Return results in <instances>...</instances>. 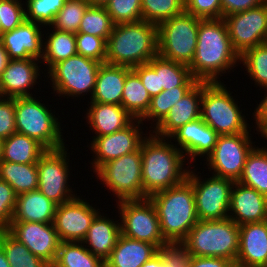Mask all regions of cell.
<instances>
[{
  "instance_id": "1",
  "label": "cell",
  "mask_w": 267,
  "mask_h": 267,
  "mask_svg": "<svg viewBox=\"0 0 267 267\" xmlns=\"http://www.w3.org/2000/svg\"><path fill=\"white\" fill-rule=\"evenodd\" d=\"M239 62L240 56L232 46L225 20L201 19L195 56L188 66L191 75L198 81L221 82L220 77L229 74Z\"/></svg>"
},
{
  "instance_id": "2",
  "label": "cell",
  "mask_w": 267,
  "mask_h": 267,
  "mask_svg": "<svg viewBox=\"0 0 267 267\" xmlns=\"http://www.w3.org/2000/svg\"><path fill=\"white\" fill-rule=\"evenodd\" d=\"M171 141L149 131L142 142L143 199L176 186L187 178L192 165L186 164V157Z\"/></svg>"
},
{
  "instance_id": "3",
  "label": "cell",
  "mask_w": 267,
  "mask_h": 267,
  "mask_svg": "<svg viewBox=\"0 0 267 267\" xmlns=\"http://www.w3.org/2000/svg\"><path fill=\"white\" fill-rule=\"evenodd\" d=\"M153 203L164 240L168 244L182 243L199 221L194 189L186 178L183 182L148 197Z\"/></svg>"
},
{
  "instance_id": "4",
  "label": "cell",
  "mask_w": 267,
  "mask_h": 267,
  "mask_svg": "<svg viewBox=\"0 0 267 267\" xmlns=\"http://www.w3.org/2000/svg\"><path fill=\"white\" fill-rule=\"evenodd\" d=\"M158 54V26L144 20L115 24L106 44L111 65L136 67Z\"/></svg>"
},
{
  "instance_id": "5",
  "label": "cell",
  "mask_w": 267,
  "mask_h": 267,
  "mask_svg": "<svg viewBox=\"0 0 267 267\" xmlns=\"http://www.w3.org/2000/svg\"><path fill=\"white\" fill-rule=\"evenodd\" d=\"M239 240V225L226 218L199 220L181 244L191 256L225 258L235 264Z\"/></svg>"
},
{
  "instance_id": "6",
  "label": "cell",
  "mask_w": 267,
  "mask_h": 267,
  "mask_svg": "<svg viewBox=\"0 0 267 267\" xmlns=\"http://www.w3.org/2000/svg\"><path fill=\"white\" fill-rule=\"evenodd\" d=\"M232 93L223 82L202 81L201 118L218 135L245 133L250 128L242 113L245 109Z\"/></svg>"
},
{
  "instance_id": "7",
  "label": "cell",
  "mask_w": 267,
  "mask_h": 267,
  "mask_svg": "<svg viewBox=\"0 0 267 267\" xmlns=\"http://www.w3.org/2000/svg\"><path fill=\"white\" fill-rule=\"evenodd\" d=\"M39 100L36 95L15 98L17 133L36 139L47 150L65 147L62 120L53 114L51 108L49 110L48 105L41 103L42 99Z\"/></svg>"
},
{
  "instance_id": "8",
  "label": "cell",
  "mask_w": 267,
  "mask_h": 267,
  "mask_svg": "<svg viewBox=\"0 0 267 267\" xmlns=\"http://www.w3.org/2000/svg\"><path fill=\"white\" fill-rule=\"evenodd\" d=\"M200 18L184 11L158 25V55L190 65L196 51Z\"/></svg>"
},
{
  "instance_id": "9",
  "label": "cell",
  "mask_w": 267,
  "mask_h": 267,
  "mask_svg": "<svg viewBox=\"0 0 267 267\" xmlns=\"http://www.w3.org/2000/svg\"><path fill=\"white\" fill-rule=\"evenodd\" d=\"M101 64V62L77 54L53 65L46 72L45 77L50 78V86L52 85L53 93L56 92L55 96L74 99L85 96L89 92L91 99Z\"/></svg>"
},
{
  "instance_id": "10",
  "label": "cell",
  "mask_w": 267,
  "mask_h": 267,
  "mask_svg": "<svg viewBox=\"0 0 267 267\" xmlns=\"http://www.w3.org/2000/svg\"><path fill=\"white\" fill-rule=\"evenodd\" d=\"M96 178L115 195V200L143 199L141 147L101 165L95 172ZM118 200H117V199Z\"/></svg>"
},
{
  "instance_id": "11",
  "label": "cell",
  "mask_w": 267,
  "mask_h": 267,
  "mask_svg": "<svg viewBox=\"0 0 267 267\" xmlns=\"http://www.w3.org/2000/svg\"><path fill=\"white\" fill-rule=\"evenodd\" d=\"M121 234L156 245L159 249L168 243L164 240L156 209L149 198L117 201Z\"/></svg>"
},
{
  "instance_id": "12",
  "label": "cell",
  "mask_w": 267,
  "mask_h": 267,
  "mask_svg": "<svg viewBox=\"0 0 267 267\" xmlns=\"http://www.w3.org/2000/svg\"><path fill=\"white\" fill-rule=\"evenodd\" d=\"M68 147L47 150L37 162L38 190L55 204L71 201L78 195L68 183L70 178V154ZM68 160V161H67ZM74 190V191H73Z\"/></svg>"
},
{
  "instance_id": "13",
  "label": "cell",
  "mask_w": 267,
  "mask_h": 267,
  "mask_svg": "<svg viewBox=\"0 0 267 267\" xmlns=\"http://www.w3.org/2000/svg\"><path fill=\"white\" fill-rule=\"evenodd\" d=\"M189 169L187 178L194 189L196 213L199 220H222L229 218L233 180L212 175L203 179L197 169Z\"/></svg>"
},
{
  "instance_id": "14",
  "label": "cell",
  "mask_w": 267,
  "mask_h": 267,
  "mask_svg": "<svg viewBox=\"0 0 267 267\" xmlns=\"http://www.w3.org/2000/svg\"><path fill=\"white\" fill-rule=\"evenodd\" d=\"M251 130L233 135H219L213 151L206 158L208 171L218 177L237 182L243 172L246 159L256 146ZM252 135V136H250Z\"/></svg>"
},
{
  "instance_id": "15",
  "label": "cell",
  "mask_w": 267,
  "mask_h": 267,
  "mask_svg": "<svg viewBox=\"0 0 267 267\" xmlns=\"http://www.w3.org/2000/svg\"><path fill=\"white\" fill-rule=\"evenodd\" d=\"M235 51L241 56L246 50L267 42V0L254 8L223 18Z\"/></svg>"
},
{
  "instance_id": "16",
  "label": "cell",
  "mask_w": 267,
  "mask_h": 267,
  "mask_svg": "<svg viewBox=\"0 0 267 267\" xmlns=\"http://www.w3.org/2000/svg\"><path fill=\"white\" fill-rule=\"evenodd\" d=\"M141 125L143 126L144 123L140 119H135L129 126L120 131L94 137L88 147L95 155L90 162L93 173L108 161L139 150L142 142L149 135L148 131H146L147 134L144 133V128Z\"/></svg>"
},
{
  "instance_id": "17",
  "label": "cell",
  "mask_w": 267,
  "mask_h": 267,
  "mask_svg": "<svg viewBox=\"0 0 267 267\" xmlns=\"http://www.w3.org/2000/svg\"><path fill=\"white\" fill-rule=\"evenodd\" d=\"M99 213L96 205L94 207L79 195L57 205L53 224L60 242H82Z\"/></svg>"
},
{
  "instance_id": "18",
  "label": "cell",
  "mask_w": 267,
  "mask_h": 267,
  "mask_svg": "<svg viewBox=\"0 0 267 267\" xmlns=\"http://www.w3.org/2000/svg\"><path fill=\"white\" fill-rule=\"evenodd\" d=\"M33 255L50 267L56 260L60 240L53 223L11 222L5 229Z\"/></svg>"
},
{
  "instance_id": "19",
  "label": "cell",
  "mask_w": 267,
  "mask_h": 267,
  "mask_svg": "<svg viewBox=\"0 0 267 267\" xmlns=\"http://www.w3.org/2000/svg\"><path fill=\"white\" fill-rule=\"evenodd\" d=\"M39 63L41 64V60L36 58L10 59L0 76V97L35 96L30 89H34L38 85L37 80L42 78L39 77L40 71H43Z\"/></svg>"
},
{
  "instance_id": "20",
  "label": "cell",
  "mask_w": 267,
  "mask_h": 267,
  "mask_svg": "<svg viewBox=\"0 0 267 267\" xmlns=\"http://www.w3.org/2000/svg\"><path fill=\"white\" fill-rule=\"evenodd\" d=\"M218 136L200 117L180 127L169 139L175 142L173 144L182 151L190 164L204 156L206 159L213 151Z\"/></svg>"
},
{
  "instance_id": "21",
  "label": "cell",
  "mask_w": 267,
  "mask_h": 267,
  "mask_svg": "<svg viewBox=\"0 0 267 267\" xmlns=\"http://www.w3.org/2000/svg\"><path fill=\"white\" fill-rule=\"evenodd\" d=\"M43 27V28H42ZM44 26L25 21L12 31L0 35V41L8 52L10 59L41 60L43 55ZM43 30V31H42Z\"/></svg>"
},
{
  "instance_id": "22",
  "label": "cell",
  "mask_w": 267,
  "mask_h": 267,
  "mask_svg": "<svg viewBox=\"0 0 267 267\" xmlns=\"http://www.w3.org/2000/svg\"><path fill=\"white\" fill-rule=\"evenodd\" d=\"M229 218L238 225L267 220V197L255 189L234 182L231 188Z\"/></svg>"
},
{
  "instance_id": "23",
  "label": "cell",
  "mask_w": 267,
  "mask_h": 267,
  "mask_svg": "<svg viewBox=\"0 0 267 267\" xmlns=\"http://www.w3.org/2000/svg\"><path fill=\"white\" fill-rule=\"evenodd\" d=\"M202 81L178 100L166 117L150 130L154 135L169 138L185 124L201 117Z\"/></svg>"
},
{
  "instance_id": "24",
  "label": "cell",
  "mask_w": 267,
  "mask_h": 267,
  "mask_svg": "<svg viewBox=\"0 0 267 267\" xmlns=\"http://www.w3.org/2000/svg\"><path fill=\"white\" fill-rule=\"evenodd\" d=\"M240 240L235 265L267 267V220L239 225Z\"/></svg>"
},
{
  "instance_id": "25",
  "label": "cell",
  "mask_w": 267,
  "mask_h": 267,
  "mask_svg": "<svg viewBox=\"0 0 267 267\" xmlns=\"http://www.w3.org/2000/svg\"><path fill=\"white\" fill-rule=\"evenodd\" d=\"M85 114L87 127L95 131L94 137H101L120 131L129 126L135 118L129 114L121 105L109 103L89 102ZM90 105V106H89Z\"/></svg>"
},
{
  "instance_id": "26",
  "label": "cell",
  "mask_w": 267,
  "mask_h": 267,
  "mask_svg": "<svg viewBox=\"0 0 267 267\" xmlns=\"http://www.w3.org/2000/svg\"><path fill=\"white\" fill-rule=\"evenodd\" d=\"M103 214L104 212H100L95 217L82 243L90 252L105 261L116 246L121 229L120 222Z\"/></svg>"
},
{
  "instance_id": "27",
  "label": "cell",
  "mask_w": 267,
  "mask_h": 267,
  "mask_svg": "<svg viewBox=\"0 0 267 267\" xmlns=\"http://www.w3.org/2000/svg\"><path fill=\"white\" fill-rule=\"evenodd\" d=\"M158 252L156 245L120 234L116 246L104 264L105 267H141Z\"/></svg>"
},
{
  "instance_id": "28",
  "label": "cell",
  "mask_w": 267,
  "mask_h": 267,
  "mask_svg": "<svg viewBox=\"0 0 267 267\" xmlns=\"http://www.w3.org/2000/svg\"><path fill=\"white\" fill-rule=\"evenodd\" d=\"M130 67L102 63L90 102L121 105L125 79Z\"/></svg>"
},
{
  "instance_id": "29",
  "label": "cell",
  "mask_w": 267,
  "mask_h": 267,
  "mask_svg": "<svg viewBox=\"0 0 267 267\" xmlns=\"http://www.w3.org/2000/svg\"><path fill=\"white\" fill-rule=\"evenodd\" d=\"M57 204L38 189L17 195L12 222L53 223Z\"/></svg>"
},
{
  "instance_id": "30",
  "label": "cell",
  "mask_w": 267,
  "mask_h": 267,
  "mask_svg": "<svg viewBox=\"0 0 267 267\" xmlns=\"http://www.w3.org/2000/svg\"><path fill=\"white\" fill-rule=\"evenodd\" d=\"M46 151L36 139L16 132L3 140L1 161L37 164Z\"/></svg>"
},
{
  "instance_id": "31",
  "label": "cell",
  "mask_w": 267,
  "mask_h": 267,
  "mask_svg": "<svg viewBox=\"0 0 267 267\" xmlns=\"http://www.w3.org/2000/svg\"><path fill=\"white\" fill-rule=\"evenodd\" d=\"M47 27H44L47 31L43 32L46 34V39L43 38V55L41 61L46 67L48 66L44 70L45 72L59 61L77 55L75 33L60 31L50 26L48 29Z\"/></svg>"
},
{
  "instance_id": "32",
  "label": "cell",
  "mask_w": 267,
  "mask_h": 267,
  "mask_svg": "<svg viewBox=\"0 0 267 267\" xmlns=\"http://www.w3.org/2000/svg\"><path fill=\"white\" fill-rule=\"evenodd\" d=\"M148 64L159 73L160 88L163 90L177 86H195L199 82L191 75L188 65L165 59L158 54Z\"/></svg>"
},
{
  "instance_id": "33",
  "label": "cell",
  "mask_w": 267,
  "mask_h": 267,
  "mask_svg": "<svg viewBox=\"0 0 267 267\" xmlns=\"http://www.w3.org/2000/svg\"><path fill=\"white\" fill-rule=\"evenodd\" d=\"M151 96L138 74L131 68L127 72L121 106L135 119H141L148 111Z\"/></svg>"
},
{
  "instance_id": "34",
  "label": "cell",
  "mask_w": 267,
  "mask_h": 267,
  "mask_svg": "<svg viewBox=\"0 0 267 267\" xmlns=\"http://www.w3.org/2000/svg\"><path fill=\"white\" fill-rule=\"evenodd\" d=\"M0 180L6 181L17 195L38 188L37 164L0 161Z\"/></svg>"
},
{
  "instance_id": "35",
  "label": "cell",
  "mask_w": 267,
  "mask_h": 267,
  "mask_svg": "<svg viewBox=\"0 0 267 267\" xmlns=\"http://www.w3.org/2000/svg\"><path fill=\"white\" fill-rule=\"evenodd\" d=\"M267 197V151L255 146L249 153L237 181Z\"/></svg>"
},
{
  "instance_id": "36",
  "label": "cell",
  "mask_w": 267,
  "mask_h": 267,
  "mask_svg": "<svg viewBox=\"0 0 267 267\" xmlns=\"http://www.w3.org/2000/svg\"><path fill=\"white\" fill-rule=\"evenodd\" d=\"M51 267H105V264L82 242H60L56 260Z\"/></svg>"
},
{
  "instance_id": "37",
  "label": "cell",
  "mask_w": 267,
  "mask_h": 267,
  "mask_svg": "<svg viewBox=\"0 0 267 267\" xmlns=\"http://www.w3.org/2000/svg\"><path fill=\"white\" fill-rule=\"evenodd\" d=\"M194 86H177L169 90H163L158 95L151 97L147 113L140 119L142 122L152 124L149 128H155L169 113L170 109L187 94ZM147 119V120H146ZM156 122V123H155ZM154 124V125H153Z\"/></svg>"
},
{
  "instance_id": "38",
  "label": "cell",
  "mask_w": 267,
  "mask_h": 267,
  "mask_svg": "<svg viewBox=\"0 0 267 267\" xmlns=\"http://www.w3.org/2000/svg\"><path fill=\"white\" fill-rule=\"evenodd\" d=\"M0 244L10 267H50L41 258L33 255L23 243L17 241L6 230H0Z\"/></svg>"
},
{
  "instance_id": "39",
  "label": "cell",
  "mask_w": 267,
  "mask_h": 267,
  "mask_svg": "<svg viewBox=\"0 0 267 267\" xmlns=\"http://www.w3.org/2000/svg\"><path fill=\"white\" fill-rule=\"evenodd\" d=\"M114 26L115 23L105 6H89L81 20L78 33L98 36L107 42Z\"/></svg>"
},
{
  "instance_id": "40",
  "label": "cell",
  "mask_w": 267,
  "mask_h": 267,
  "mask_svg": "<svg viewBox=\"0 0 267 267\" xmlns=\"http://www.w3.org/2000/svg\"><path fill=\"white\" fill-rule=\"evenodd\" d=\"M240 64L246 68V75L256 87L267 86V42L246 50L240 56Z\"/></svg>"
},
{
  "instance_id": "41",
  "label": "cell",
  "mask_w": 267,
  "mask_h": 267,
  "mask_svg": "<svg viewBox=\"0 0 267 267\" xmlns=\"http://www.w3.org/2000/svg\"><path fill=\"white\" fill-rule=\"evenodd\" d=\"M142 20L159 25L185 11L183 0H141Z\"/></svg>"
},
{
  "instance_id": "42",
  "label": "cell",
  "mask_w": 267,
  "mask_h": 267,
  "mask_svg": "<svg viewBox=\"0 0 267 267\" xmlns=\"http://www.w3.org/2000/svg\"><path fill=\"white\" fill-rule=\"evenodd\" d=\"M90 4L86 0H66L50 27L71 33H78L81 20Z\"/></svg>"
},
{
  "instance_id": "43",
  "label": "cell",
  "mask_w": 267,
  "mask_h": 267,
  "mask_svg": "<svg viewBox=\"0 0 267 267\" xmlns=\"http://www.w3.org/2000/svg\"><path fill=\"white\" fill-rule=\"evenodd\" d=\"M66 0H25V19L50 26ZM27 7V8H26Z\"/></svg>"
},
{
  "instance_id": "44",
  "label": "cell",
  "mask_w": 267,
  "mask_h": 267,
  "mask_svg": "<svg viewBox=\"0 0 267 267\" xmlns=\"http://www.w3.org/2000/svg\"><path fill=\"white\" fill-rule=\"evenodd\" d=\"M105 8L115 24L142 20L141 0H109Z\"/></svg>"
},
{
  "instance_id": "45",
  "label": "cell",
  "mask_w": 267,
  "mask_h": 267,
  "mask_svg": "<svg viewBox=\"0 0 267 267\" xmlns=\"http://www.w3.org/2000/svg\"><path fill=\"white\" fill-rule=\"evenodd\" d=\"M22 0H0V35L12 31L25 21Z\"/></svg>"
},
{
  "instance_id": "46",
  "label": "cell",
  "mask_w": 267,
  "mask_h": 267,
  "mask_svg": "<svg viewBox=\"0 0 267 267\" xmlns=\"http://www.w3.org/2000/svg\"><path fill=\"white\" fill-rule=\"evenodd\" d=\"M75 39L78 55L105 63L107 42L103 38L91 34L76 33Z\"/></svg>"
},
{
  "instance_id": "47",
  "label": "cell",
  "mask_w": 267,
  "mask_h": 267,
  "mask_svg": "<svg viewBox=\"0 0 267 267\" xmlns=\"http://www.w3.org/2000/svg\"><path fill=\"white\" fill-rule=\"evenodd\" d=\"M185 11L200 19L222 18L221 0H183Z\"/></svg>"
},
{
  "instance_id": "48",
  "label": "cell",
  "mask_w": 267,
  "mask_h": 267,
  "mask_svg": "<svg viewBox=\"0 0 267 267\" xmlns=\"http://www.w3.org/2000/svg\"><path fill=\"white\" fill-rule=\"evenodd\" d=\"M16 199L14 189L6 181L0 180V230H5L12 222Z\"/></svg>"
},
{
  "instance_id": "49",
  "label": "cell",
  "mask_w": 267,
  "mask_h": 267,
  "mask_svg": "<svg viewBox=\"0 0 267 267\" xmlns=\"http://www.w3.org/2000/svg\"><path fill=\"white\" fill-rule=\"evenodd\" d=\"M15 98L0 97V138L16 133Z\"/></svg>"
},
{
  "instance_id": "50",
  "label": "cell",
  "mask_w": 267,
  "mask_h": 267,
  "mask_svg": "<svg viewBox=\"0 0 267 267\" xmlns=\"http://www.w3.org/2000/svg\"><path fill=\"white\" fill-rule=\"evenodd\" d=\"M159 251L169 267H189L191 254L181 243L162 246Z\"/></svg>"
},
{
  "instance_id": "51",
  "label": "cell",
  "mask_w": 267,
  "mask_h": 267,
  "mask_svg": "<svg viewBox=\"0 0 267 267\" xmlns=\"http://www.w3.org/2000/svg\"><path fill=\"white\" fill-rule=\"evenodd\" d=\"M132 69L138 74L151 97L163 91V88H160L159 73H156L148 63L141 64Z\"/></svg>"
},
{
  "instance_id": "52",
  "label": "cell",
  "mask_w": 267,
  "mask_h": 267,
  "mask_svg": "<svg viewBox=\"0 0 267 267\" xmlns=\"http://www.w3.org/2000/svg\"><path fill=\"white\" fill-rule=\"evenodd\" d=\"M266 0H221L222 18L263 4Z\"/></svg>"
},
{
  "instance_id": "53",
  "label": "cell",
  "mask_w": 267,
  "mask_h": 267,
  "mask_svg": "<svg viewBox=\"0 0 267 267\" xmlns=\"http://www.w3.org/2000/svg\"><path fill=\"white\" fill-rule=\"evenodd\" d=\"M235 264L225 258L192 256L189 267H233Z\"/></svg>"
},
{
  "instance_id": "54",
  "label": "cell",
  "mask_w": 267,
  "mask_h": 267,
  "mask_svg": "<svg viewBox=\"0 0 267 267\" xmlns=\"http://www.w3.org/2000/svg\"><path fill=\"white\" fill-rule=\"evenodd\" d=\"M265 90L263 99L257 103L252 117L254 119V124H267V86L261 88Z\"/></svg>"
},
{
  "instance_id": "55",
  "label": "cell",
  "mask_w": 267,
  "mask_h": 267,
  "mask_svg": "<svg viewBox=\"0 0 267 267\" xmlns=\"http://www.w3.org/2000/svg\"><path fill=\"white\" fill-rule=\"evenodd\" d=\"M141 267H169L164 260L162 253L159 251L149 261L145 262Z\"/></svg>"
},
{
  "instance_id": "56",
  "label": "cell",
  "mask_w": 267,
  "mask_h": 267,
  "mask_svg": "<svg viewBox=\"0 0 267 267\" xmlns=\"http://www.w3.org/2000/svg\"><path fill=\"white\" fill-rule=\"evenodd\" d=\"M9 60L10 58L8 56V52L0 41V76L2 72L6 69Z\"/></svg>"
},
{
  "instance_id": "57",
  "label": "cell",
  "mask_w": 267,
  "mask_h": 267,
  "mask_svg": "<svg viewBox=\"0 0 267 267\" xmlns=\"http://www.w3.org/2000/svg\"><path fill=\"white\" fill-rule=\"evenodd\" d=\"M252 126L256 128V129H254V133H255V130H256V132H258L255 134H260V136L263 137L262 139L265 138V140H267V124H255V126L252 124ZM261 147L267 151V145L266 144L264 147L263 146H261Z\"/></svg>"
},
{
  "instance_id": "58",
  "label": "cell",
  "mask_w": 267,
  "mask_h": 267,
  "mask_svg": "<svg viewBox=\"0 0 267 267\" xmlns=\"http://www.w3.org/2000/svg\"><path fill=\"white\" fill-rule=\"evenodd\" d=\"M0 267H10V264L6 258L4 250L0 244Z\"/></svg>"
},
{
  "instance_id": "59",
  "label": "cell",
  "mask_w": 267,
  "mask_h": 267,
  "mask_svg": "<svg viewBox=\"0 0 267 267\" xmlns=\"http://www.w3.org/2000/svg\"><path fill=\"white\" fill-rule=\"evenodd\" d=\"M90 6H105L109 0H86Z\"/></svg>"
},
{
  "instance_id": "60",
  "label": "cell",
  "mask_w": 267,
  "mask_h": 267,
  "mask_svg": "<svg viewBox=\"0 0 267 267\" xmlns=\"http://www.w3.org/2000/svg\"><path fill=\"white\" fill-rule=\"evenodd\" d=\"M2 146H3V140L0 138V161L2 157Z\"/></svg>"
}]
</instances>
